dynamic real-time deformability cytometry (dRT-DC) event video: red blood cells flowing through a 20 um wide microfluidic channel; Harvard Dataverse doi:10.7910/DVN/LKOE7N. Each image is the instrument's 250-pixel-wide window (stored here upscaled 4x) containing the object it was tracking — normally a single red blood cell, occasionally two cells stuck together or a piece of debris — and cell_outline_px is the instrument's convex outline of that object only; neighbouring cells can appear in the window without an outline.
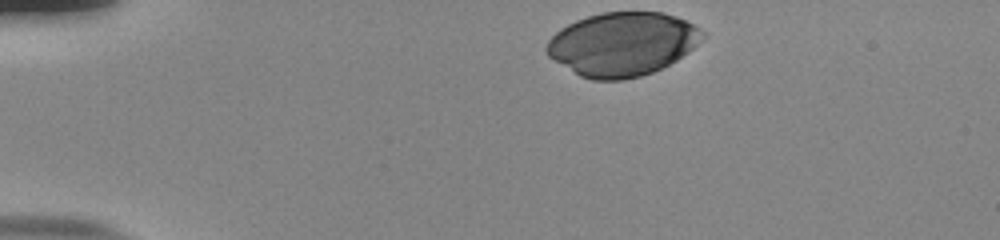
{"species": "human", "species_latin": "Homo sapiens", "temperature_condition": "room temperature", "stored_images_in_passage": 35, "camera_frame_rate_fps": 3000, "um_per_image_px": 0.085, "donor": {"sex": "male"}, "frame": {"image": 1, "passage_image": 1, "time_ms": 0.0, "image_size_px": [1000, 240], "cell_outline_px": [[704, 36], [688, 52], [676, 60], [652, 72], [640, 76], [624, 80], [592, 80], [580, 76], [548, 56], [544, 52], [544, 48], [548, 40], [560, 28], [576, 20], [588, 16], [604, 12], [664, 12], [676, 16], [700, 28], [704, 32]], "centroid_in_image_um": [52.87, 3.74], "position_along_channel_um": 32.1, "area_um2": 57.63}}
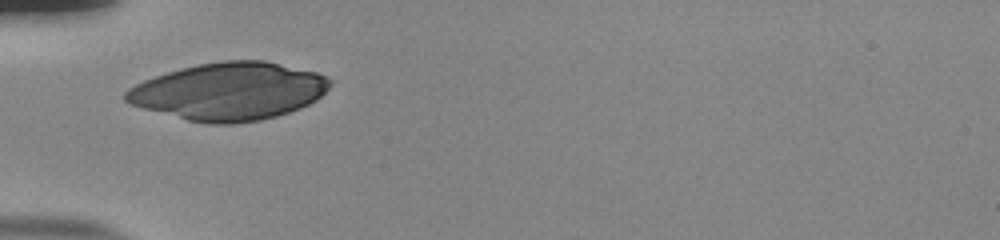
{"frame": {"image": 2, "passage_image": 9, "time_ms": 2.667, "image_size_px": [1000, 240], "cell_outline_px": [[332, 84], [316, 100], [300, 108], [276, 116], [260, 120], [232, 124], [208, 124], [188, 120], [128, 104], [124, 100], [124, 92], [128, 88], [144, 80], [180, 68], [200, 64], [224, 60], [264, 60], [316, 72], [332, 80]], "centroid_in_image_um": [19.46, 7.76], "position_along_channel_um": 65.5, "area_um2": 68.26}}